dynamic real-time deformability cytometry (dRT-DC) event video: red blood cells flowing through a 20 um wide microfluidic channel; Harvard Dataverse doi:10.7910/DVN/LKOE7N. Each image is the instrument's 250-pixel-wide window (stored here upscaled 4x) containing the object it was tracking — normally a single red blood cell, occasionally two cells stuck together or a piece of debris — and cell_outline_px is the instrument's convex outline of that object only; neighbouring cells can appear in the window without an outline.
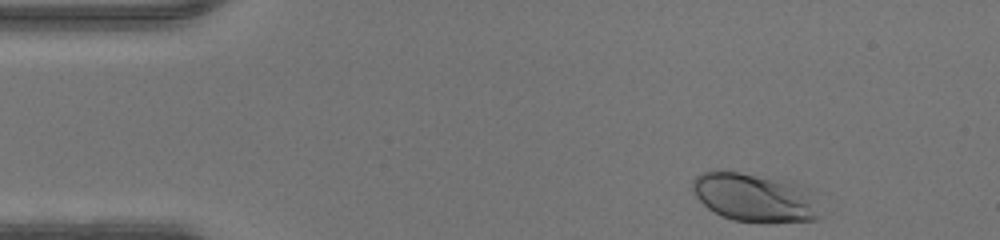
{"species": "human", "species_latin": "Homo sapiens", "temperature_condition": "warm", "stored_images_in_passage": 35, "camera_frame_rate_fps": 3000, "um_per_image_px": 0.085, "donor": {"sex": "male"}, "frame": {"image": 1, "passage_image": 1, "time_ms": 0.0, "image_size_px": [1000, 240], "cell_outline_px": [[820, 216], [816, 220], [768, 224], [760, 224], [732, 220], [720, 216], [708, 208], [696, 196], [692, 188], [692, 180], [696, 176], [704, 172], [716, 168], [792, 180], [800, 184]], "centroid_in_image_um": [64.04, 16.78], "position_along_channel_um": 21.0, "area_um2": 36.59}}
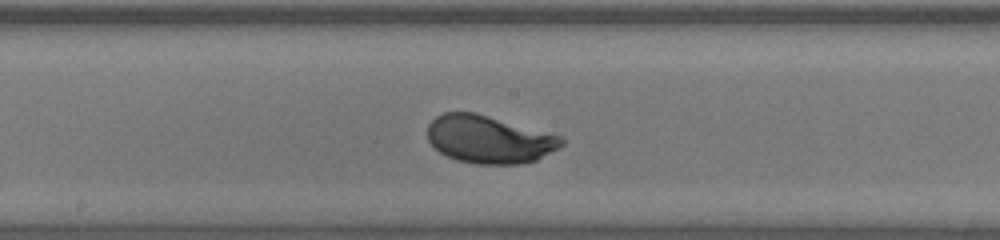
{"frame": {"image": 2, "passage_image": 20, "time_ms": 6.333, "image_size_px": [1000, 240], "cell_outline_px": [[564, 144], [536, 160], [520, 164], [476, 164], [456, 160], [444, 156], [428, 140], [428, 124], [436, 116], [444, 112], [476, 112], [560, 136], [564, 140]], "centroid_in_image_um": [41.53, 11.85], "position_along_channel_um": 206.7, "area_um2": 37.17}}
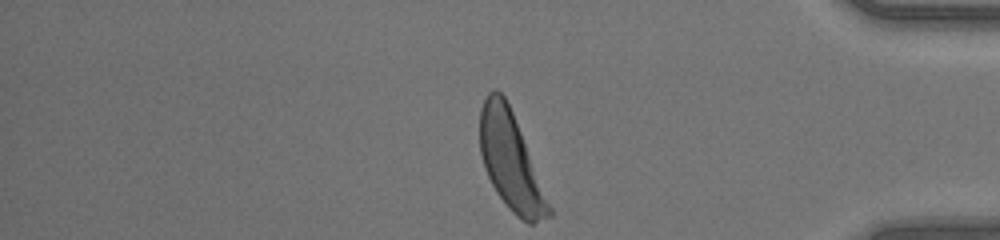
{"frame": {"image": 3, "passage_image": 35, "time_ms": 11.333, "image_size_px": [1000, 240], "cell_outline_px": [[552, 216], [532, 224], [528, 224], [520, 220], [508, 208], [496, 192], [484, 168], [480, 152], [480, 108], [488, 92], [492, 88], [496, 88], [504, 96], [512, 112], [552, 208]], "centroid_in_image_um": [43.4, 13.73], "position_along_channel_um": 391.8, "area_um2": 38.73}}